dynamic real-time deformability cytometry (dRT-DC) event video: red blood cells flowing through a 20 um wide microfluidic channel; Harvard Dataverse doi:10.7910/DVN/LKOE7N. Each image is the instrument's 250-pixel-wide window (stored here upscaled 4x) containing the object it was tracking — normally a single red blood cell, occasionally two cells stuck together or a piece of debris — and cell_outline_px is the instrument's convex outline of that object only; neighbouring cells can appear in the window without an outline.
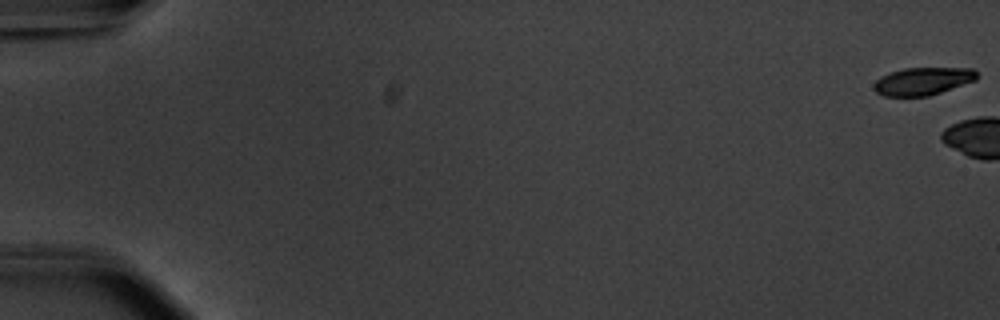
{"species": "common noctule bat (a hibernating species)", "species_latin": "Nyctalus noctula", "temperature_condition": "warm", "stored_images_in_passage": 5, "camera_frame_rate_fps": 3000, "um_per_image_px": 0.085, "animal": {"sex": "male", "body_mass_g": 20.1, "forearm_length_mm": 53.5}, "frame": {"image": 1, "passage_image": 1, "time_ms": 0.0, "image_size_px": [1000, 320], "cell_outline_px": [[976, 80], [928, 96], [884, 96], [876, 92], [872, 88], [872, 84], [880, 76], [888, 72], [904, 68], [972, 68], [976, 72]], "centroid_in_image_um": [78.37, 6.9], "position_along_channel_um": 6.6, "area_um2": 16.65}}